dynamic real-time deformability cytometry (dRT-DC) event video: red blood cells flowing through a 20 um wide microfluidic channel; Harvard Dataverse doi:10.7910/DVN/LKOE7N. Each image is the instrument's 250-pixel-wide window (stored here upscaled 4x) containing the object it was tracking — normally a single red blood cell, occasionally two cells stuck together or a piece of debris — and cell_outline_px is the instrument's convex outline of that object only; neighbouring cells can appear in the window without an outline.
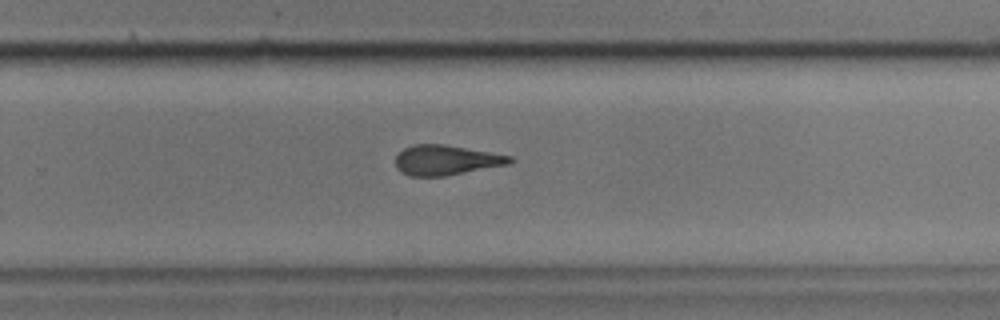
{"species": "common noctule bat (a hibernating species)", "species_latin": "Nyctalus noctula", "temperature_condition": "cold", "stored_images_in_passage": 41, "camera_frame_rate_fps": 3000, "um_per_image_px": 0.085, "animal": {"sex": "male", "body_mass_g": 17.9}, "frame": {"image": 1, "passage_image": 22, "time_ms": 7.0, "image_size_px": [1000, 320], "cell_outline_px": [[516, 160], [512, 164], [444, 176], [412, 176], [400, 172], [396, 168], [396, 156], [404, 148], [412, 144], [444, 144], [512, 156]], "centroid_in_image_um": [37.95, 13.61], "position_along_channel_um": 291.9, "area_um2": 20.11}}
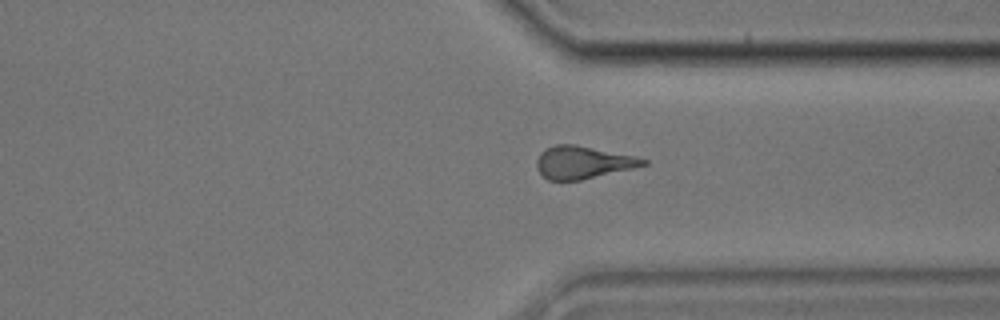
{"frame": {"image": 2, "passage_image": 28, "time_ms": 9.0, "image_size_px": [1000, 320], "cell_outline_px": [[648, 164], [632, 168], [580, 180], [548, 180], [536, 168], [536, 160], [540, 152], [544, 148], [556, 144], [576, 144], [636, 156], [648, 160]], "centroid_in_image_um": [49.52, 13.78], "position_along_channel_um": 361.9, "area_um2": 20.23}}
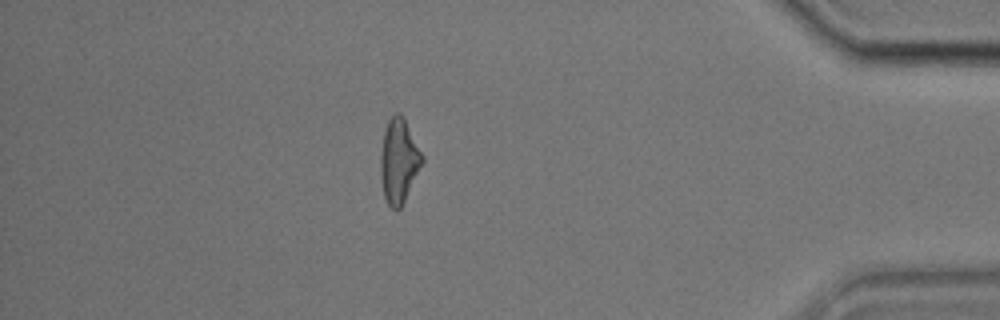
{"frame": {"image": 3, "passage_image": 35, "time_ms": 11.333, "image_size_px": [1000, 320], "cell_outline_px": [[424, 160], [400, 208], [396, 212], [388, 204], [384, 196], [380, 176], [380, 156], [384, 128], [388, 120], [396, 112], [400, 112], [404, 116], [424, 156]], "centroid_in_image_um": [33.89, 13.63], "position_along_channel_um": 401.3, "area_um2": 20.58}}